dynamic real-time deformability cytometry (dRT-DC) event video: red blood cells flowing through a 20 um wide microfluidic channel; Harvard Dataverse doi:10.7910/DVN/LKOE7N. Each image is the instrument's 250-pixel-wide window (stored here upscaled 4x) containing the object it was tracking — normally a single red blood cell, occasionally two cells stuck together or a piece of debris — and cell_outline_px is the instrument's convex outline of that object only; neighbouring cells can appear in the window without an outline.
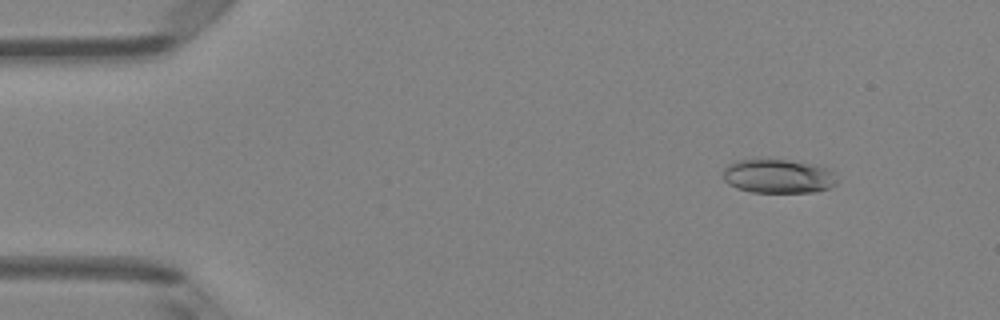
{"species": "Egyptian fruit bat (a non-hibernating species)", "species_latin": "Rousettus aegyptiacus", "temperature_condition": "room temperature", "stored_images_in_passage": 7, "camera_frame_rate_fps": 3000, "um_per_image_px": 0.085, "animal": {"sex": "female"}, "frame": {"image": 1, "passage_image": 2, "time_ms": 1.333, "image_size_px": [1000, 320], "cell_outline_px": [[836, 184], [828, 188], [816, 192], [752, 192], [736, 188], [728, 184], [724, 180], [724, 168], [728, 164], [736, 160], [756, 156], [788, 160], [816, 164], [832, 168], [836, 172]], "centroid_in_image_um": [66.15, 14.93], "position_along_channel_um": 18.9, "area_um2": 23.58}}
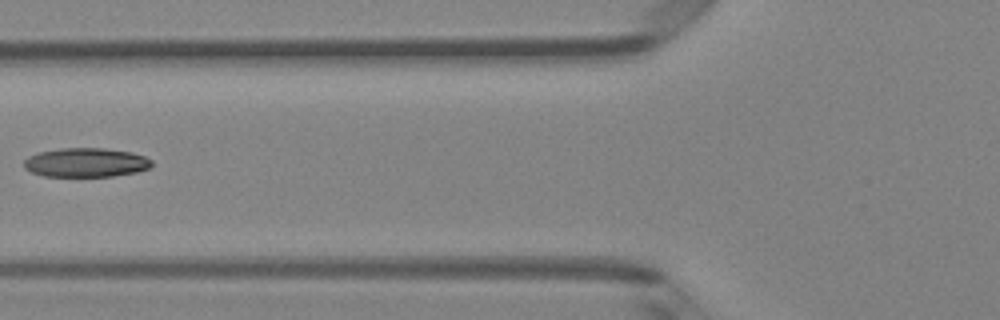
{"frame": {"image": 2, "passage_image": 6, "time_ms": 6.0, "image_size_px": [1000, 320], "cell_outline_px": [[152, 164], [148, 168], [136, 172], [112, 176], [44, 176], [32, 172], [24, 168], [24, 160], [28, 156], [36, 152], [60, 148], [104, 148], [132, 152], [144, 156], [152, 160]], "centroid_in_image_um": [7.27, 13.8], "position_along_channel_um": 118.5, "area_um2": 21.73}}
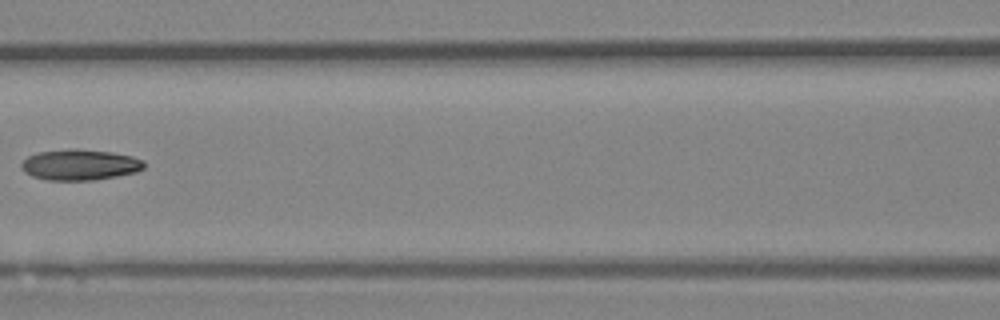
{"frame": {"image": 3, "passage_image": 7, "time_ms": 7.0, "image_size_px": [1000, 320], "cell_outline_px": [[144, 168], [136, 172], [116, 176], [92, 180], [48, 180], [32, 176], [24, 172], [20, 164], [28, 156], [36, 152], [68, 148], [72, 148], [112, 152], [132, 156], [144, 160]], "centroid_in_image_um": [6.77, 13.99], "position_along_channel_um": 159.8, "area_um2": 22.14}}